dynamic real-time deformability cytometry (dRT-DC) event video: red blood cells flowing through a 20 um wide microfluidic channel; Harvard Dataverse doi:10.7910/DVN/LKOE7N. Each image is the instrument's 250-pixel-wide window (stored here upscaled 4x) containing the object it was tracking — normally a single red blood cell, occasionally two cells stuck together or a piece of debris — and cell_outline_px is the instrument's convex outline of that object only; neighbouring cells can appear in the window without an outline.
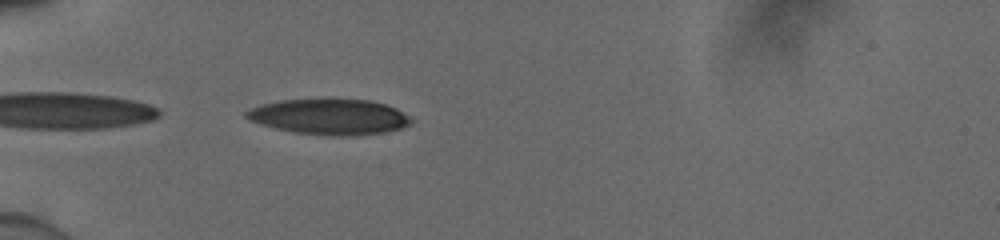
{"species": "human", "species_latin": "Homo sapiens", "temperature_condition": "cold", "stored_images_in_passage": 37, "camera_frame_rate_fps": 3000, "um_per_image_px": 0.085, "donor": {"sex": "male"}, "frame": {"image": 1, "passage_image": 1, "time_ms": 0.0, "image_size_px": [1000, 240], "cell_outline_px": [[412, 124], [400, 128], [384, 132], [340, 136], [336, 136], [296, 132], [276, 128], [252, 120], [244, 116], [244, 112], [248, 108], [260, 104], [280, 100], [320, 96], [328, 96], [372, 100], [396, 108], [408, 116], [412, 120]], "centroid_in_image_um": [27.98, 9.85], "position_along_channel_um": 57.0, "area_um2": 35.03}}
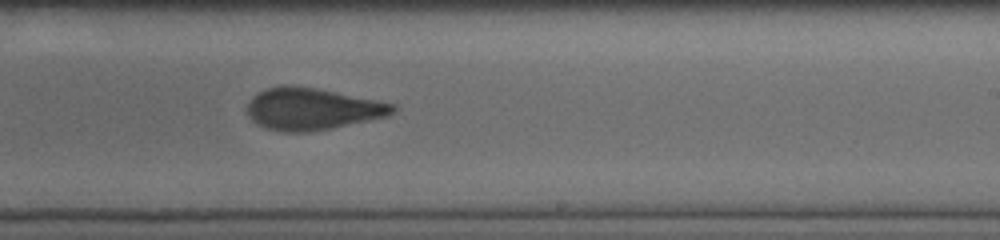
{"frame": {"image": 2, "passage_image": 18, "time_ms": 5.667, "image_size_px": [1000, 240], "cell_outline_px": [[396, 108], [388, 116], [332, 128], [312, 132], [280, 132], [264, 128], [252, 120], [248, 116], [248, 100], [252, 96], [268, 88], [312, 88], [376, 100], [396, 104]], "centroid_in_image_um": [26.53, 9.31], "position_along_channel_um": 262.5, "area_um2": 34.68}}
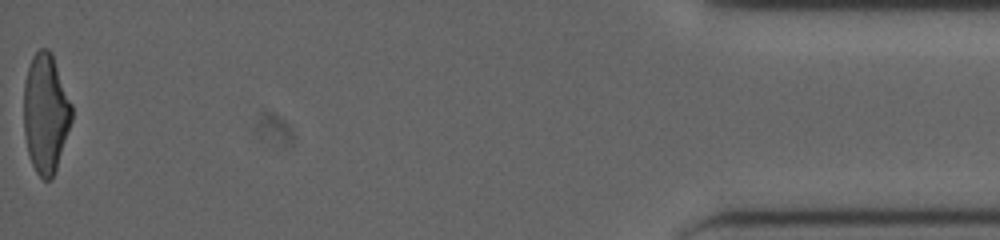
{"frame": {"image": 3, "passage_image": 37, "time_ms": 12.0, "image_size_px": [1000, 240], "cell_outline_px": [[72, 120], [52, 180], [44, 180], [36, 172], [32, 164], [28, 152], [24, 132], [24, 84], [28, 68], [32, 56], [40, 48], [48, 48], [52, 52], [72, 104]], "centroid_in_image_um": [3.88, 9.61], "position_along_channel_um": 431.3, "area_um2": 33.29}, "authors_computed_cell_mechanics": {"area_um2": 35.2002, "velocity_mm_per_s": 3.9273, "shape_relaxation_time_tau1_ms": 5.3885, "shape_relaxation_time_tau2_ms": 1.5574, "deformation_change_tau1": 0.1976, "deformation_change_tau2": 0.0967}}